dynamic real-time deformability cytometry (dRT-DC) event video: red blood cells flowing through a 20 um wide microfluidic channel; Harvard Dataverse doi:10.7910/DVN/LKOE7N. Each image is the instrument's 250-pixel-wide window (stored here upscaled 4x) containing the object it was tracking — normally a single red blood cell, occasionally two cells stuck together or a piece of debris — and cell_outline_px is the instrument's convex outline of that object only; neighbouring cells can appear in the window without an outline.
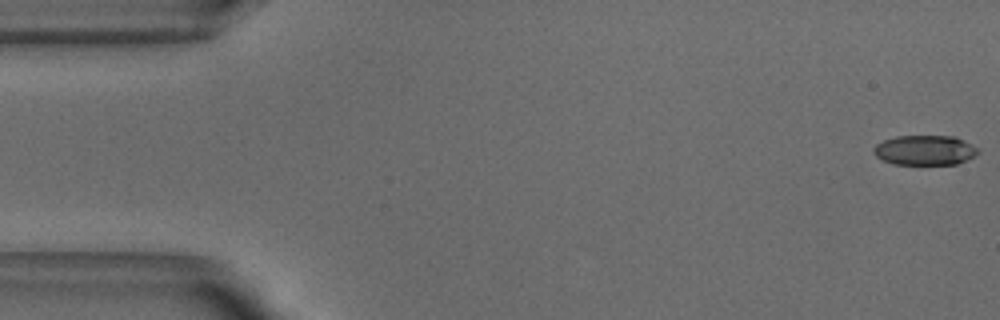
{"species": "common noctule bat (a hibernating species)", "species_latin": "Nyctalus noctula", "temperature_condition": "warm", "stored_images_in_passage": 52, "camera_frame_rate_fps": 3000, "um_per_image_px": 0.085, "animal": {"sex": "male", "body_mass_g": 18.8}, "frame": {"image": 1, "passage_image": 1, "time_ms": 0.0, "image_size_px": [1000, 320], "cell_outline_px": [[980, 152], [956, 164], [892, 164], [876, 156], [872, 152], [872, 148], [876, 144], [884, 140], [896, 136], [956, 136], [980, 148]], "centroid_in_image_um": [78.61, 12.75], "position_along_channel_um": 6.4, "area_um2": 18.21}}
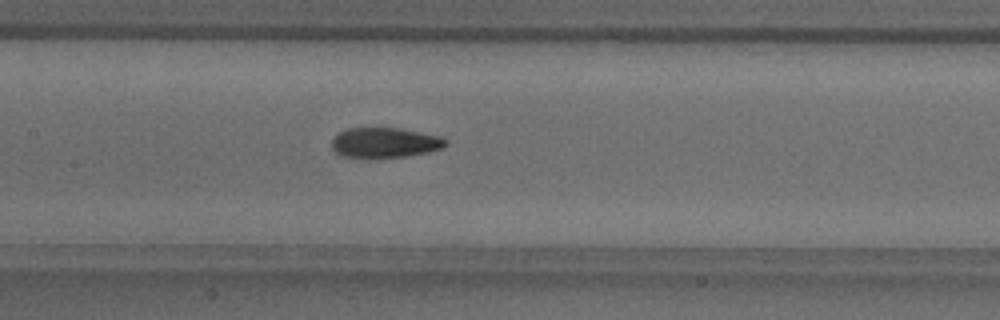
{"frame": {"image": 2, "passage_image": 24, "time_ms": 7.667, "image_size_px": [1000, 320], "cell_outline_px": [[448, 144], [444, 148], [428, 152], [404, 156], [368, 160], [340, 156], [332, 148], [332, 136], [336, 132], [348, 128], [400, 128], [440, 136], [448, 140]], "centroid_in_image_um": [32.66, 12.15], "position_along_channel_um": 174.7, "area_um2": 20.75}}
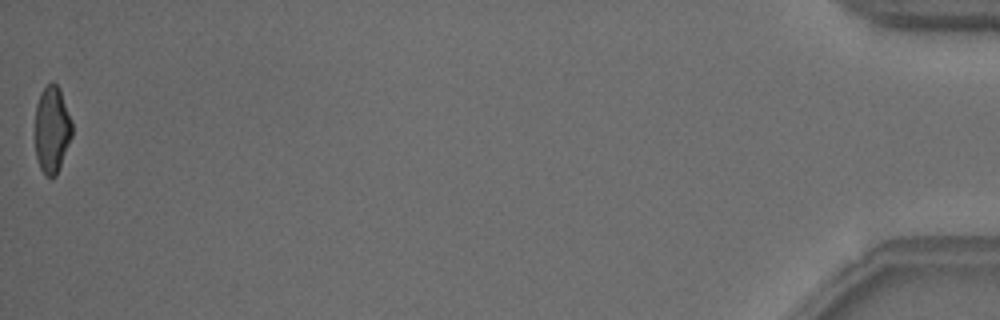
{"frame": {"image": 3, "passage_image": 52, "time_ms": 17.0, "image_size_px": [1000, 320], "cell_outline_px": [[72, 136], [56, 176], [44, 176], [40, 168], [36, 156], [36, 104], [40, 92], [52, 80], [60, 88], [72, 120]], "centroid_in_image_um": [4.43, 10.98], "position_along_channel_um": 430.8, "area_um2": 18.79}, "authors_computed_cell_mechanics": {"area_um2": 20.0566, "velocity_mm_per_s": 3.8525, "shape_relaxation_time_tau1_ms": 5.9512, "shape_relaxation_time_tau2_ms": 1.9859, "deformation_change_tau1": 0.2075, "deformation_change_tau2": 0.0862}}